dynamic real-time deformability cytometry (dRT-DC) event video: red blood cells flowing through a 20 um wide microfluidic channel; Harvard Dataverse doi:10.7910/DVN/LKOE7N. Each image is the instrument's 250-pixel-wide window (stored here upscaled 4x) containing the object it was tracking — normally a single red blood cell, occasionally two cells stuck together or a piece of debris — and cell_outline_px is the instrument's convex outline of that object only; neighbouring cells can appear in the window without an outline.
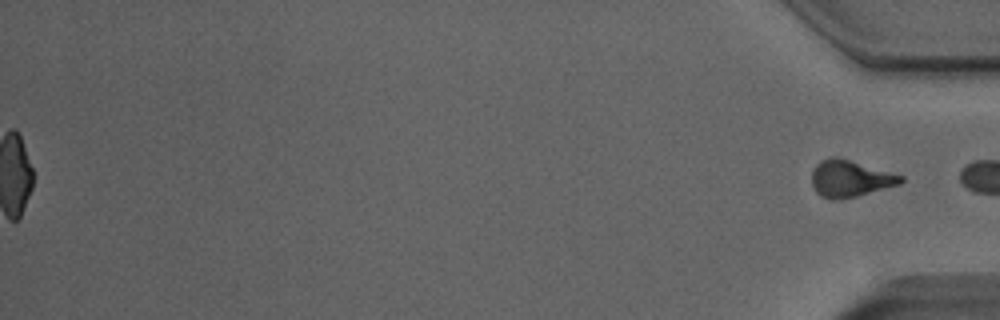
{"species": "Egyptian fruit bat (a non-hibernating species)", "species_latin": "Rousettus aegyptiacus", "temperature_condition": "room temperature", "stored_images_in_passage": 51, "segment_of_instrument_passage": [2, 2], "camera_frame_rate_fps": 3000, "um_per_image_px": 0.085, "animal": {"sex": "male"}, "frame": {"image": 1, "passage_image": 51, "time_ms": 16.667, "image_size_px": [1000, 320], "cell_outline_px": [[904, 180], [900, 184], [856, 196], [836, 200], [832, 200], [820, 196], [816, 192], [812, 184], [812, 172], [816, 164], [820, 160], [832, 156], [836, 156], [904, 176]], "centroid_in_image_um": [72.23, 15.18], "position_along_channel_um": 363.0, "area_um2": 18.96}}